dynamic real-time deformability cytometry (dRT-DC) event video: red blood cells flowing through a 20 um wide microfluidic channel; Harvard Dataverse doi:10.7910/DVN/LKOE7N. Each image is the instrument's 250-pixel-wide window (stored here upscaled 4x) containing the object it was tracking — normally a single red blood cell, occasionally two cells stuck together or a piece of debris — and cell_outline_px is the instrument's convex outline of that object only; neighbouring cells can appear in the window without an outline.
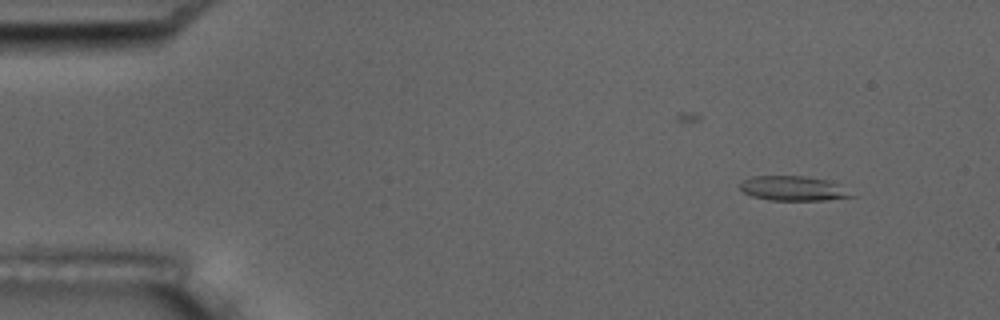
{"species": "common noctule bat (a hibernating species)", "species_latin": "Nyctalus noctula", "temperature_condition": "room temperature", "stored_images_in_passage": 4, "camera_frame_rate_fps": 3000, "um_per_image_px": 0.085, "animal": {"sex": "male", "body_mass_g": 17.5, "forearm_length_mm": 52.3}, "frame": {"image": 1, "passage_image": 1, "time_ms": 0.0, "image_size_px": [1000, 320], "cell_outline_px": [[860, 196], [828, 200], [768, 200], [752, 196], [744, 192], [740, 188], [740, 184], [744, 180], [752, 176], [804, 176], [824, 180], [836, 184]], "centroid_in_image_um": [67.45, 16.03], "position_along_channel_um": 17.6, "area_um2": 15.95}}
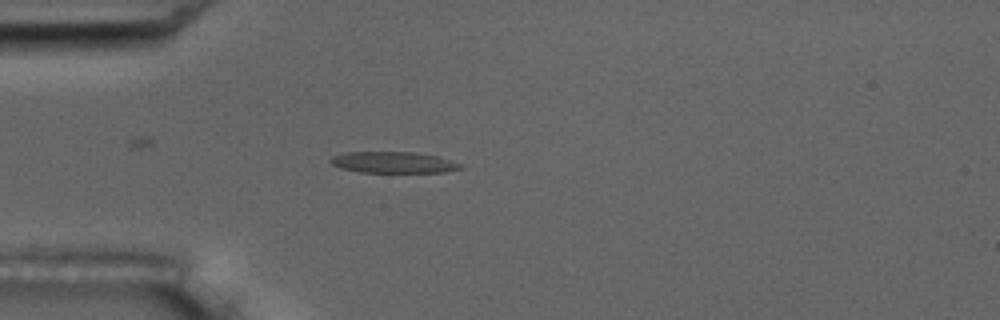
{"frame": {"image": 2, "passage_image": 4, "time_ms": 3.333, "image_size_px": [1000, 320], "cell_outline_px": [[464, 168], [448, 172], [360, 172], [340, 168], [332, 164], [328, 160], [332, 156], [344, 152], [416, 152], [440, 156], [460, 164]], "centroid_in_image_um": [33.44, 13.8], "position_along_channel_um": 51.6, "area_um2": 16.24}}